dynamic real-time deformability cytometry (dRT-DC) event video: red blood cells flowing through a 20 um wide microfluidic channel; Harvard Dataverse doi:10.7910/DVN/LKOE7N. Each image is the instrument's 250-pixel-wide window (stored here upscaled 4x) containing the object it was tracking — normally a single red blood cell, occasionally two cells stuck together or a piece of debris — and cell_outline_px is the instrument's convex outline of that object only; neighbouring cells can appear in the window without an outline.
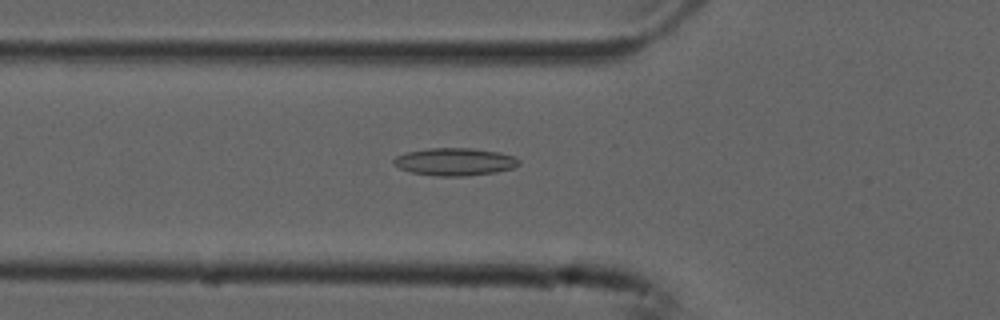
{"species": "common noctule bat (a hibernating species)", "species_latin": "Nyctalus noctula", "temperature_condition": "cold", "stored_images_in_passage": 36, "camera_frame_rate_fps": 3000, "um_per_image_px": 0.085, "animal": {"sex": "male", "forearm_length_mm": 52.5}, "frame": {"image": 1, "passage_image": 13, "time_ms": 4.0, "image_size_px": [1000, 320], "cell_outline_px": [[520, 164], [512, 168], [496, 172], [468, 176], [436, 176], [408, 172], [392, 164], [392, 160], [396, 156], [408, 152], [428, 148], [472, 148], [500, 152], [512, 156], [520, 160]], "centroid_in_image_um": [38.64, 13.75], "position_along_channel_um": 87.2, "area_um2": 20.29}}
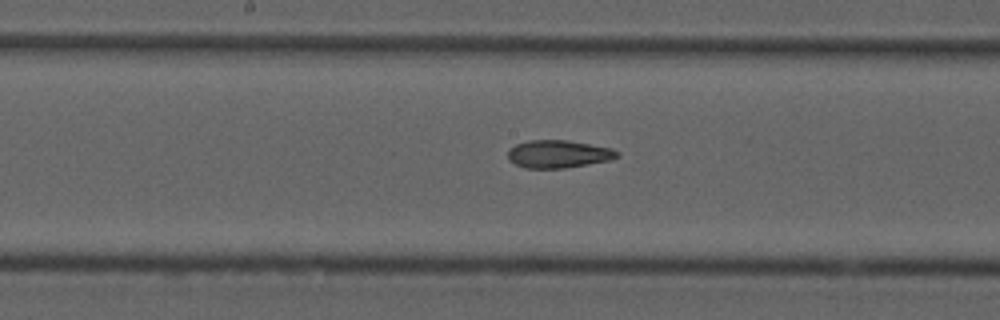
{"frame": {"image": 2, "passage_image": 22, "time_ms": 7.0, "image_size_px": [1000, 320], "cell_outline_px": [[620, 156], [612, 160], [564, 168], [524, 168], [508, 160], [508, 148], [516, 144], [528, 140], [568, 140], [612, 148], [620, 152]], "centroid_in_image_um": [47.47, 13.09], "position_along_channel_um": 200.7, "area_um2": 17.86}}
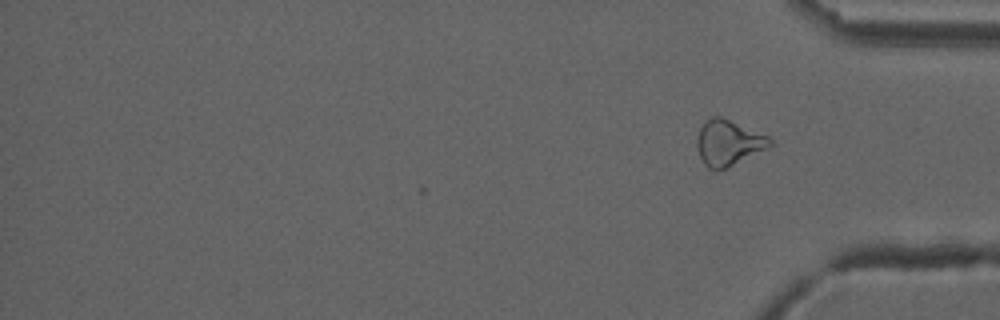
{"frame": {"image": 3, "passage_image": 36, "time_ms": 11.667, "image_size_px": [1000, 320], "cell_outline_px": [[772, 144], [768, 148], [728, 168], [708, 168], [704, 164], [700, 156], [696, 144], [696, 140], [700, 128], [712, 116], [720, 116], [768, 136], [772, 140]], "centroid_in_image_um": [61.92, 12.14], "position_along_channel_um": 373.3, "area_um2": 19.07}, "authors_computed_cell_mechanics": {"area_um2": 18.0336, "velocity_mm_per_s": 3.7666, "shape_relaxation_time_tau1_ms": null, "shape_relaxation_time_tau2_ms": 3.6879, "deformation_change_tau1": null, "deformation_change_tau2": 0.1259}}